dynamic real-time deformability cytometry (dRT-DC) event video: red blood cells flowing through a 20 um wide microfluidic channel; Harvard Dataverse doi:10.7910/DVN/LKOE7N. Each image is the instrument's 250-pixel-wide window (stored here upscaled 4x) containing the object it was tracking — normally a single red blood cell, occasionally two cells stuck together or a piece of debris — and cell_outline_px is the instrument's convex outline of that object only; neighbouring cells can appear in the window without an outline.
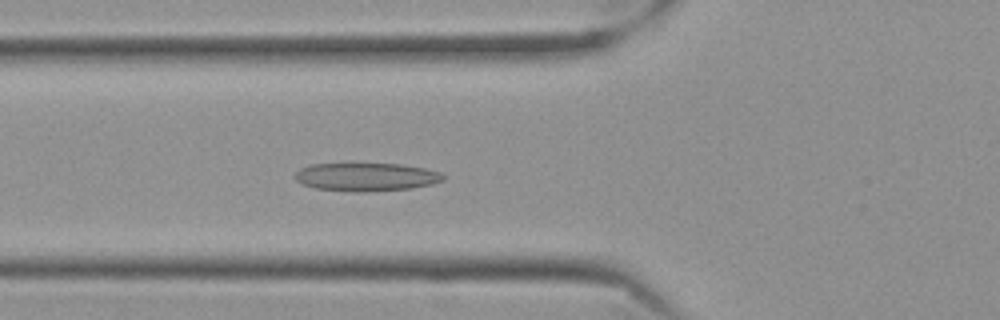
{"species": "Egyptian fruit bat (a non-hibernating species)", "species_latin": "Rousettus aegyptiacus", "temperature_condition": "cold", "stored_images_in_passage": 43, "camera_frame_rate_fps": 3000, "um_per_image_px": 0.085, "frame": {"image": 1, "passage_image": 13, "time_ms": 4.0, "image_size_px": [1000, 320], "cell_outline_px": [[444, 180], [432, 184], [412, 188], [364, 192], [356, 192], [316, 188], [304, 184], [296, 180], [296, 172], [300, 168], [312, 164], [400, 164], [424, 168], [440, 172], [444, 176]], "centroid_in_image_um": [31.15, 15.04], "position_along_channel_um": 94.6, "area_um2": 24.16}}
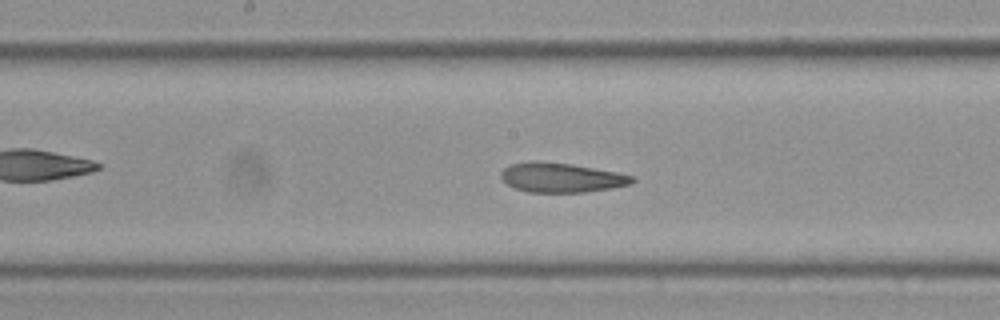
{"frame": {"image": 2, "passage_image": 22, "time_ms": 7.0, "image_size_px": [1000, 320], "cell_outline_px": [[636, 180], [632, 184], [612, 188], [584, 192], [528, 192], [516, 188], [508, 184], [500, 176], [500, 172], [508, 164], [532, 160], [536, 160], [572, 164], [616, 172], [632, 176]], "centroid_in_image_um": [47.69, 15.08], "position_along_channel_um": 200.5, "area_um2": 22.66}}
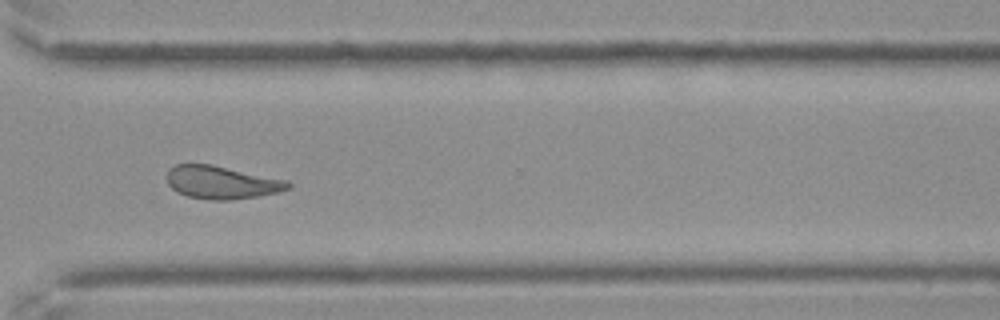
{"frame": {"image": 3, "passage_image": 35, "time_ms": 11.333, "image_size_px": [1000, 320], "cell_outline_px": [[292, 184], [288, 188], [276, 192], [256, 196], [232, 200], [208, 200], [188, 196], [176, 192], [168, 184], [168, 168], [176, 164], [212, 164], [288, 180]], "centroid_in_image_um": [18.82, 15.5], "position_along_channel_um": 351.8, "area_um2": 23.24}, "authors_computed_cell_mechanics": {"area_um2": 23.2356, "velocity_mm_per_s": 3.4937, "shape_relaxation_time_tau1_ms": null, "shape_relaxation_time_tau2_ms": 2.6746, "deformation_change_tau1": null, "deformation_change_tau2": 0.0986}}